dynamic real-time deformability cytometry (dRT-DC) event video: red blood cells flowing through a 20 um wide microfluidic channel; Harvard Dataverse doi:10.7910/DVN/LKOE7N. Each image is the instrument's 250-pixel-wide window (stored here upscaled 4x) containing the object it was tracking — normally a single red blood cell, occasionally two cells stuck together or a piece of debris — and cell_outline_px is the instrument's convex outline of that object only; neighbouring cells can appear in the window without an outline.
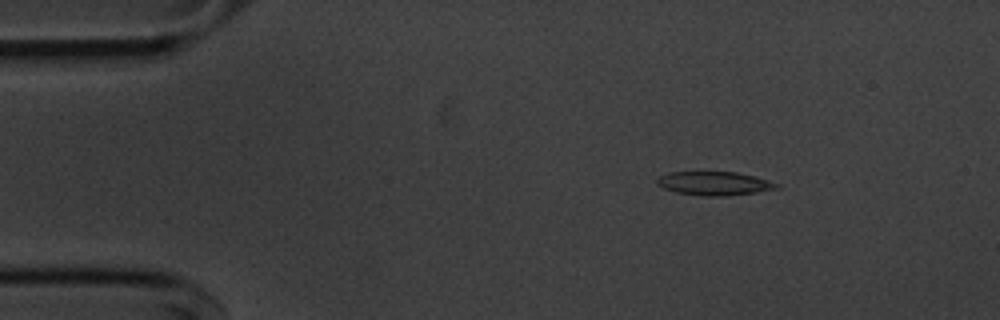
{"species": "common noctule bat (a hibernating species)", "species_latin": "Nyctalus noctula", "temperature_condition": "cold", "stored_images_in_passage": 53, "camera_frame_rate_fps": 3000, "um_per_image_px": 0.085, "animal": {"sex": "male", "body_mass_g": 20.1, "forearm_length_mm": 53.5}, "frame": {"image": 1, "passage_image": 6, "time_ms": 1.667, "image_size_px": [1000, 320], "cell_outline_px": [[780, 184], [776, 188], [756, 192], [724, 196], [704, 196], [676, 192], [664, 188], [656, 184], [656, 180], [660, 176], [668, 172], [736, 172], [768, 180]], "centroid_in_image_um": [60.67, 15.59], "position_along_channel_um": 24.3, "area_um2": 16.3}}
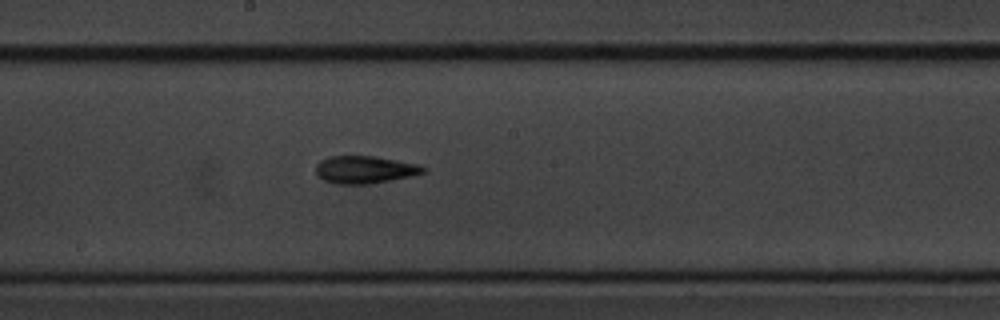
{"frame": {"image": 2, "passage_image": 27, "time_ms": 8.667, "image_size_px": [1000, 320], "cell_outline_px": [[428, 172], [412, 176], [368, 184], [336, 184], [324, 180], [316, 176], [316, 164], [320, 160], [328, 156], [376, 156], [420, 164], [428, 168]], "centroid_in_image_um": [31.04, 14.41], "position_along_channel_um": 217.2, "area_um2": 17.57}}
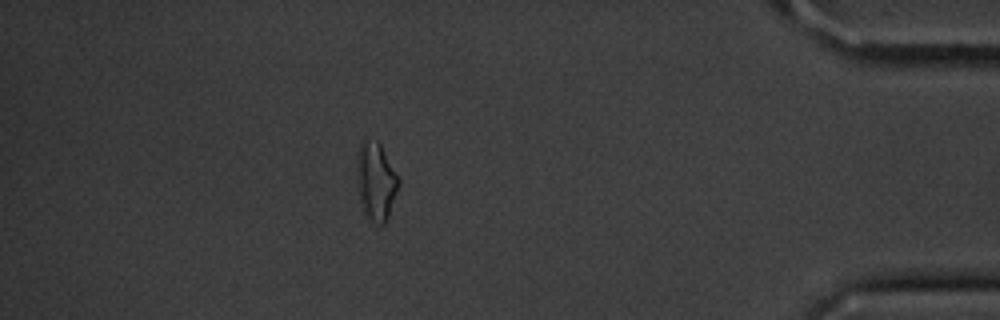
{"frame": {"image": 3, "passage_image": 46, "time_ms": 15.0, "image_size_px": [1000, 320], "cell_outline_px": [[400, 184], [388, 216], [384, 224], [376, 224], [368, 220], [364, 216], [360, 204], [356, 184], [356, 160], [360, 144], [364, 140], [376, 140], [380, 144], [400, 176]], "centroid_in_image_um": [31.94, 15.43], "position_along_channel_um": 403.3, "area_um2": 19.59}, "authors_computed_cell_mechanics": {"area_um2": 16.8198, "velocity_mm_per_s": 3.6402, "shape_relaxation_time_tau1_ms": 5.1789, "shape_relaxation_time_tau2_ms": 5.1626, "deformation_change_tau1": 0.1825, "deformation_change_tau2": 0.1513}}